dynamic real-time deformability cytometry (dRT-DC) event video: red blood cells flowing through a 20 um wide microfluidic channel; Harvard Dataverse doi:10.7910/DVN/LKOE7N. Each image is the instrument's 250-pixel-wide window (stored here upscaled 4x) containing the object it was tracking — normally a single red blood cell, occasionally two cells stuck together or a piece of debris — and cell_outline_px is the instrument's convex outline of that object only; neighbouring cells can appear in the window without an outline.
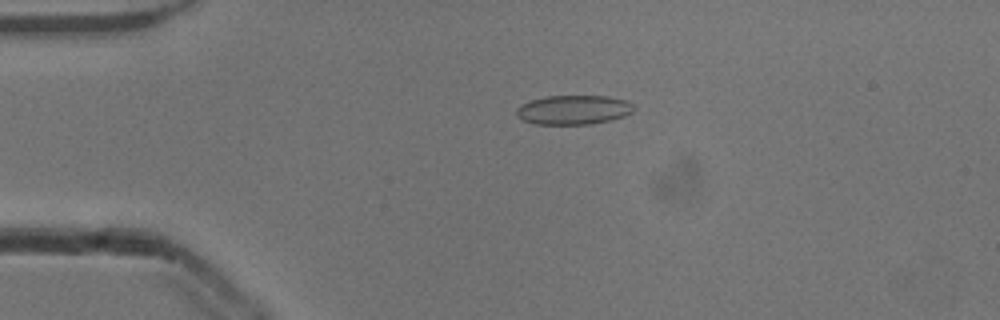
{"species": "common noctule bat (a hibernating species)", "species_latin": "Nyctalus noctula", "temperature_condition": "cold", "stored_images_in_passage": 53, "camera_frame_rate_fps": 3000, "um_per_image_px": 0.085, "animal": {"sex": "male", "body_mass_g": 13.3}, "frame": {"image": 1, "passage_image": 12, "time_ms": 3.667, "image_size_px": [1000, 320], "cell_outline_px": [[636, 108], [632, 112], [624, 116], [612, 120], [592, 124], [532, 124], [516, 116], [516, 108], [520, 104], [544, 96], [608, 96], [628, 100]], "centroid_in_image_um": [48.76, 9.33], "position_along_channel_um": 36.2, "area_um2": 20.29}}
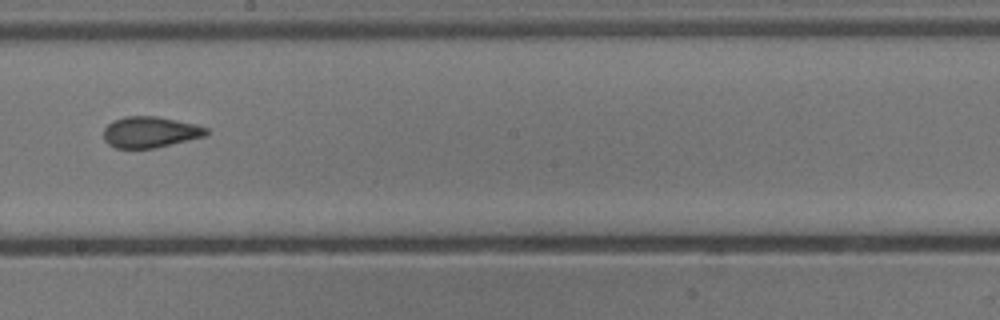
{"frame": {"image": 2, "passage_image": 30, "time_ms": 9.667, "image_size_px": [1000, 320], "cell_outline_px": [[208, 136], [156, 148], [116, 148], [108, 144], [104, 140], [104, 128], [112, 120], [124, 116], [156, 116], [196, 124], [208, 128]], "centroid_in_image_um": [12.78, 11.23], "position_along_channel_um": 235.4, "area_um2": 18.84}}
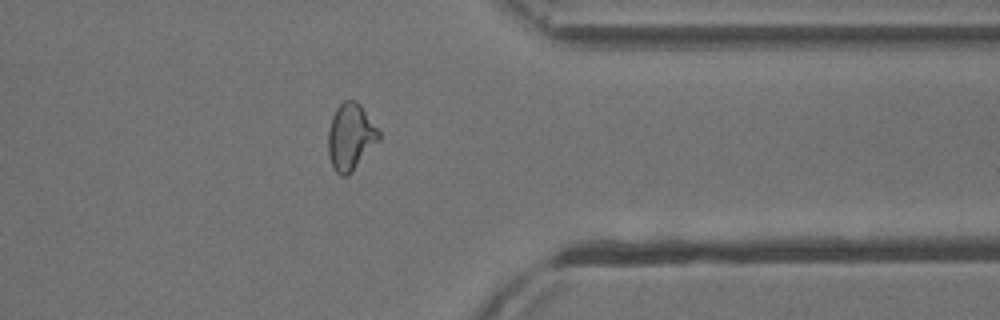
{"frame": {"image": 3, "passage_image": 42, "time_ms": 13.667, "image_size_px": [1000, 320], "cell_outline_px": [[380, 140], [352, 172], [348, 176], [340, 176], [332, 168], [328, 156], [328, 128], [332, 116], [336, 108], [344, 100], [356, 100], [360, 104], [380, 132]], "centroid_in_image_um": [29.78, 11.65], "position_along_channel_um": 381.6, "area_um2": 19.94}, "authors_computed_cell_mechanics": {"area_um2": 19.5942, "velocity_mm_per_s": 3.9095, "shape_relaxation_time_tau1_ms": null, "shape_relaxation_time_tau2_ms": 1.4223, "deformation_change_tau1": null, "deformation_change_tau2": 0.0795}}